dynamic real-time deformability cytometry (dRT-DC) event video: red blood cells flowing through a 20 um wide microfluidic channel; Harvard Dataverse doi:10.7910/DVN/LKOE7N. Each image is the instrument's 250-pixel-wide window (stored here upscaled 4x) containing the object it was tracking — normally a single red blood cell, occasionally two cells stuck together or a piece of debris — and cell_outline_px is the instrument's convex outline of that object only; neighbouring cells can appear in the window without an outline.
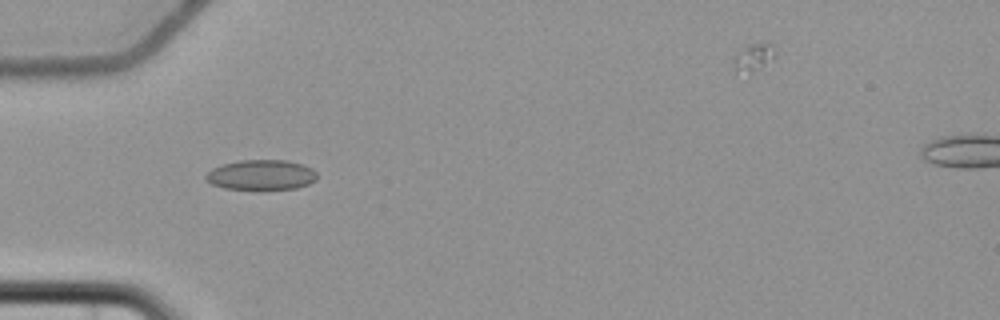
{"species": "common noctule bat (a hibernating species)", "species_latin": "Nyctalus noctula", "temperature_condition": "cold", "stored_images_in_passage": 6, "camera_frame_rate_fps": 3000, "um_per_image_px": 0.085, "animal": {"sex": "female", "body_mass_g": 22.7, "forearm_length_mm": 54.2}, "frame": {"image": 1, "passage_image": 5, "time_ms": 5.667, "image_size_px": [1000, 320], "cell_outline_px": [[316, 180], [308, 184], [296, 188], [256, 192], [224, 188], [212, 184], [204, 176], [212, 168], [220, 164], [240, 160], [288, 160], [312, 168], [316, 172]], "centroid_in_image_um": [22.18, 14.9], "position_along_channel_um": 62.8, "area_um2": 20.23}}
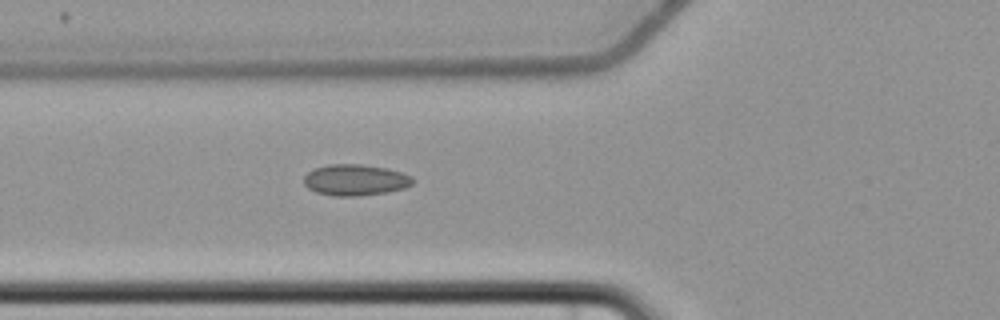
{"frame": {"image": 2, "passage_image": 6, "time_ms": 6.667, "image_size_px": [1000, 320], "cell_outline_px": [[416, 180], [412, 184], [404, 188], [388, 192], [356, 196], [332, 196], [316, 192], [308, 188], [304, 184], [304, 176], [308, 172], [316, 168], [328, 164], [360, 164], [388, 168], [412, 176]], "centroid_in_image_um": [30.21, 15.3], "position_along_channel_um": 95.6, "area_um2": 19.88}}